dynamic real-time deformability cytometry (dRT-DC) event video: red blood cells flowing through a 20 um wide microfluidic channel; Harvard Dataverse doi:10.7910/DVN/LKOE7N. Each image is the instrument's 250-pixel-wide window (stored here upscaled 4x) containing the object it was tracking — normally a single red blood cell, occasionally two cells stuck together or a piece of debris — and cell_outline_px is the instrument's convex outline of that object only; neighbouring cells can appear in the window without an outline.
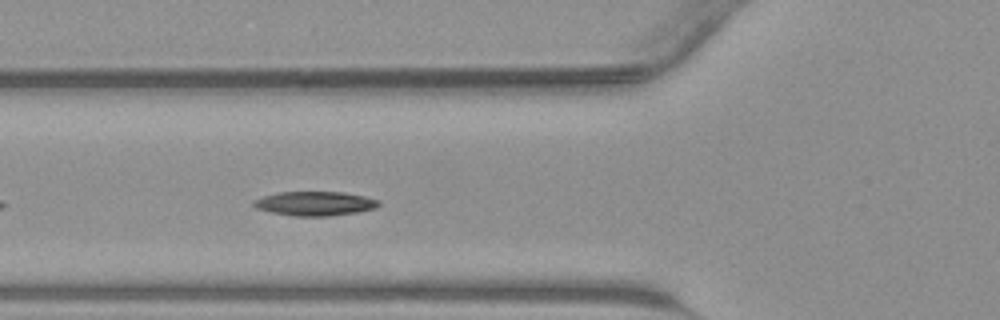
{"species": "common noctule bat (a hibernating species)", "species_latin": "Nyctalus noctula", "temperature_condition": "warm", "stored_images_in_passage": 15, "camera_frame_rate_fps": 3000, "um_per_image_px": 0.085, "animal": {"sex": "male", "body_mass_g": 23.1, "forearm_length_mm": 52.7}, "frame": {"image": 1, "passage_image": 5, "time_ms": 1.333, "image_size_px": [1000, 320], "cell_outline_px": [[380, 204], [376, 208], [356, 212], [328, 216], [296, 216], [272, 212], [256, 208], [252, 204], [252, 200], [264, 196], [280, 192], [344, 192], [364, 196], [380, 200]], "centroid_in_image_um": [26.77, 17.29], "position_along_channel_um": 99.0, "area_um2": 17.57}}
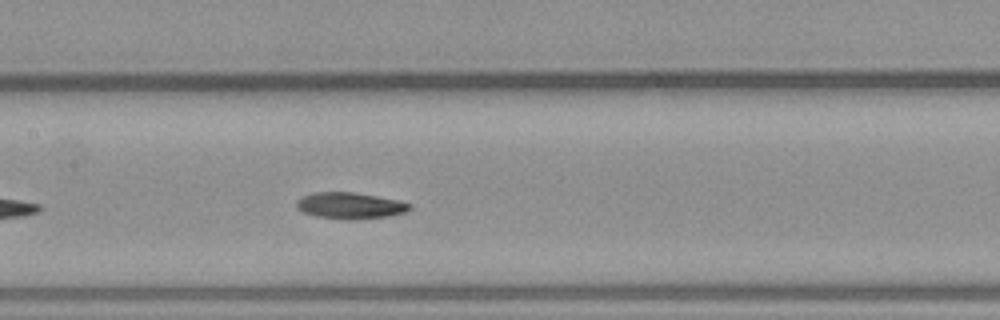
{"frame": {"image": 2, "passage_image": 10, "time_ms": 3.0, "image_size_px": [1000, 320], "cell_outline_px": [[412, 208], [404, 212], [388, 216], [356, 220], [344, 220], [316, 216], [304, 212], [296, 208], [296, 200], [312, 192], [356, 192], [396, 200], [412, 204]], "centroid_in_image_um": [29.73, 17.48], "position_along_channel_um": 177.7, "area_um2": 17.46}}
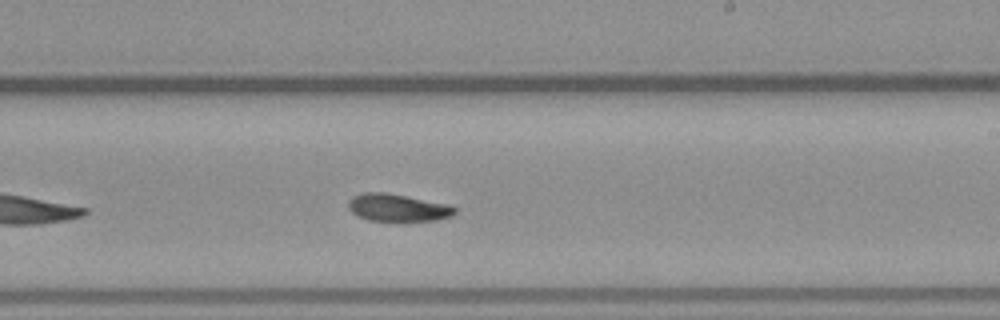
{"frame": {"image": 3, "passage_image": 15, "time_ms": 4.667, "image_size_px": [1000, 320], "cell_outline_px": [[456, 212], [452, 216], [436, 220], [368, 220], [356, 216], [348, 208], [348, 200], [352, 196], [364, 192], [384, 192], [448, 204], [456, 208]], "centroid_in_image_um": [33.76, 17.64], "position_along_channel_um": 255.2, "area_um2": 16.88}}